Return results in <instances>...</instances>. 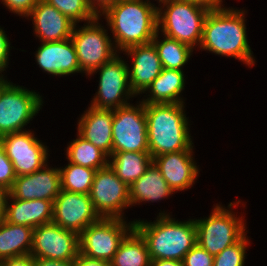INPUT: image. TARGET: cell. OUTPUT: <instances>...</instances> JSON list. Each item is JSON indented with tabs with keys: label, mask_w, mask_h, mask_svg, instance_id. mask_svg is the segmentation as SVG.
I'll list each match as a JSON object with an SVG mask.
<instances>
[{
	"label": "cell",
	"mask_w": 267,
	"mask_h": 266,
	"mask_svg": "<svg viewBox=\"0 0 267 266\" xmlns=\"http://www.w3.org/2000/svg\"><path fill=\"white\" fill-rule=\"evenodd\" d=\"M122 57L118 53L109 62L88 75L91 77V75L98 74V72L100 75L98 90L89 104L91 107L116 110L127 106L132 101V98H136L129 85L128 61L122 59Z\"/></svg>",
	"instance_id": "cell-9"
},
{
	"label": "cell",
	"mask_w": 267,
	"mask_h": 266,
	"mask_svg": "<svg viewBox=\"0 0 267 266\" xmlns=\"http://www.w3.org/2000/svg\"><path fill=\"white\" fill-rule=\"evenodd\" d=\"M209 11L194 2L167 0L157 6L158 32L196 50L200 46Z\"/></svg>",
	"instance_id": "cell-6"
},
{
	"label": "cell",
	"mask_w": 267,
	"mask_h": 266,
	"mask_svg": "<svg viewBox=\"0 0 267 266\" xmlns=\"http://www.w3.org/2000/svg\"><path fill=\"white\" fill-rule=\"evenodd\" d=\"M53 202L49 200H20L8 195L5 221L36 228L51 223Z\"/></svg>",
	"instance_id": "cell-22"
},
{
	"label": "cell",
	"mask_w": 267,
	"mask_h": 266,
	"mask_svg": "<svg viewBox=\"0 0 267 266\" xmlns=\"http://www.w3.org/2000/svg\"><path fill=\"white\" fill-rule=\"evenodd\" d=\"M175 192L168 185L160 170L152 163L147 171L129 187L131 207L142 202L154 203L168 199Z\"/></svg>",
	"instance_id": "cell-24"
},
{
	"label": "cell",
	"mask_w": 267,
	"mask_h": 266,
	"mask_svg": "<svg viewBox=\"0 0 267 266\" xmlns=\"http://www.w3.org/2000/svg\"><path fill=\"white\" fill-rule=\"evenodd\" d=\"M214 256L196 244L183 258V266H213Z\"/></svg>",
	"instance_id": "cell-34"
},
{
	"label": "cell",
	"mask_w": 267,
	"mask_h": 266,
	"mask_svg": "<svg viewBox=\"0 0 267 266\" xmlns=\"http://www.w3.org/2000/svg\"><path fill=\"white\" fill-rule=\"evenodd\" d=\"M150 266H183V262L178 260L159 259L151 260Z\"/></svg>",
	"instance_id": "cell-43"
},
{
	"label": "cell",
	"mask_w": 267,
	"mask_h": 266,
	"mask_svg": "<svg viewBox=\"0 0 267 266\" xmlns=\"http://www.w3.org/2000/svg\"><path fill=\"white\" fill-rule=\"evenodd\" d=\"M247 233L235 244L214 256L213 266H245L246 250L250 246Z\"/></svg>",
	"instance_id": "cell-32"
},
{
	"label": "cell",
	"mask_w": 267,
	"mask_h": 266,
	"mask_svg": "<svg viewBox=\"0 0 267 266\" xmlns=\"http://www.w3.org/2000/svg\"><path fill=\"white\" fill-rule=\"evenodd\" d=\"M43 100L39 92L10 82L0 94V137L29 130L25 127L42 110Z\"/></svg>",
	"instance_id": "cell-8"
},
{
	"label": "cell",
	"mask_w": 267,
	"mask_h": 266,
	"mask_svg": "<svg viewBox=\"0 0 267 266\" xmlns=\"http://www.w3.org/2000/svg\"><path fill=\"white\" fill-rule=\"evenodd\" d=\"M26 19H32L33 34L39 42H56L71 38L75 23L54 6L40 0Z\"/></svg>",
	"instance_id": "cell-20"
},
{
	"label": "cell",
	"mask_w": 267,
	"mask_h": 266,
	"mask_svg": "<svg viewBox=\"0 0 267 266\" xmlns=\"http://www.w3.org/2000/svg\"><path fill=\"white\" fill-rule=\"evenodd\" d=\"M59 167L61 190L89 194L97 170L67 162Z\"/></svg>",
	"instance_id": "cell-30"
},
{
	"label": "cell",
	"mask_w": 267,
	"mask_h": 266,
	"mask_svg": "<svg viewBox=\"0 0 267 266\" xmlns=\"http://www.w3.org/2000/svg\"><path fill=\"white\" fill-rule=\"evenodd\" d=\"M241 200L229 202L225 207L214 204L208 217L194 219L197 230V244L215 256L225 248L237 243L247 232L245 216L234 211Z\"/></svg>",
	"instance_id": "cell-5"
},
{
	"label": "cell",
	"mask_w": 267,
	"mask_h": 266,
	"mask_svg": "<svg viewBox=\"0 0 267 266\" xmlns=\"http://www.w3.org/2000/svg\"><path fill=\"white\" fill-rule=\"evenodd\" d=\"M152 163L150 153L129 151L112 152L108 162L117 177L128 187L140 178Z\"/></svg>",
	"instance_id": "cell-26"
},
{
	"label": "cell",
	"mask_w": 267,
	"mask_h": 266,
	"mask_svg": "<svg viewBox=\"0 0 267 266\" xmlns=\"http://www.w3.org/2000/svg\"><path fill=\"white\" fill-rule=\"evenodd\" d=\"M73 261H56L52 259H35V266H72Z\"/></svg>",
	"instance_id": "cell-40"
},
{
	"label": "cell",
	"mask_w": 267,
	"mask_h": 266,
	"mask_svg": "<svg viewBox=\"0 0 267 266\" xmlns=\"http://www.w3.org/2000/svg\"><path fill=\"white\" fill-rule=\"evenodd\" d=\"M79 253V235L54 223L33 229L32 249L34 259L74 261Z\"/></svg>",
	"instance_id": "cell-14"
},
{
	"label": "cell",
	"mask_w": 267,
	"mask_h": 266,
	"mask_svg": "<svg viewBox=\"0 0 267 266\" xmlns=\"http://www.w3.org/2000/svg\"><path fill=\"white\" fill-rule=\"evenodd\" d=\"M246 14L243 8L210 10L204 22L199 49L237 59L249 68L254 66L256 60L247 37Z\"/></svg>",
	"instance_id": "cell-1"
},
{
	"label": "cell",
	"mask_w": 267,
	"mask_h": 266,
	"mask_svg": "<svg viewBox=\"0 0 267 266\" xmlns=\"http://www.w3.org/2000/svg\"><path fill=\"white\" fill-rule=\"evenodd\" d=\"M112 121L113 110L96 109L88 106L77 121L76 133L110 157L113 140Z\"/></svg>",
	"instance_id": "cell-21"
},
{
	"label": "cell",
	"mask_w": 267,
	"mask_h": 266,
	"mask_svg": "<svg viewBox=\"0 0 267 266\" xmlns=\"http://www.w3.org/2000/svg\"><path fill=\"white\" fill-rule=\"evenodd\" d=\"M6 77L7 76H4V74H0V94L3 89L10 83L9 79Z\"/></svg>",
	"instance_id": "cell-44"
},
{
	"label": "cell",
	"mask_w": 267,
	"mask_h": 266,
	"mask_svg": "<svg viewBox=\"0 0 267 266\" xmlns=\"http://www.w3.org/2000/svg\"><path fill=\"white\" fill-rule=\"evenodd\" d=\"M112 152L149 153L145 104L139 100L113 110Z\"/></svg>",
	"instance_id": "cell-11"
},
{
	"label": "cell",
	"mask_w": 267,
	"mask_h": 266,
	"mask_svg": "<svg viewBox=\"0 0 267 266\" xmlns=\"http://www.w3.org/2000/svg\"><path fill=\"white\" fill-rule=\"evenodd\" d=\"M134 228V221L100 218L79 234V252L92 259L110 262L125 236Z\"/></svg>",
	"instance_id": "cell-10"
},
{
	"label": "cell",
	"mask_w": 267,
	"mask_h": 266,
	"mask_svg": "<svg viewBox=\"0 0 267 266\" xmlns=\"http://www.w3.org/2000/svg\"><path fill=\"white\" fill-rule=\"evenodd\" d=\"M67 16L72 22L93 21L98 15L91 9L87 0H44Z\"/></svg>",
	"instance_id": "cell-31"
},
{
	"label": "cell",
	"mask_w": 267,
	"mask_h": 266,
	"mask_svg": "<svg viewBox=\"0 0 267 266\" xmlns=\"http://www.w3.org/2000/svg\"><path fill=\"white\" fill-rule=\"evenodd\" d=\"M9 195V190L0 187V225L5 220L6 201Z\"/></svg>",
	"instance_id": "cell-42"
},
{
	"label": "cell",
	"mask_w": 267,
	"mask_h": 266,
	"mask_svg": "<svg viewBox=\"0 0 267 266\" xmlns=\"http://www.w3.org/2000/svg\"><path fill=\"white\" fill-rule=\"evenodd\" d=\"M99 219L89 194L61 190L53 201L52 223L78 235Z\"/></svg>",
	"instance_id": "cell-15"
},
{
	"label": "cell",
	"mask_w": 267,
	"mask_h": 266,
	"mask_svg": "<svg viewBox=\"0 0 267 266\" xmlns=\"http://www.w3.org/2000/svg\"><path fill=\"white\" fill-rule=\"evenodd\" d=\"M150 262L146 241L133 228L120 243L110 266H150Z\"/></svg>",
	"instance_id": "cell-27"
},
{
	"label": "cell",
	"mask_w": 267,
	"mask_h": 266,
	"mask_svg": "<svg viewBox=\"0 0 267 266\" xmlns=\"http://www.w3.org/2000/svg\"><path fill=\"white\" fill-rule=\"evenodd\" d=\"M72 266H110V262L102 259H92L79 252Z\"/></svg>",
	"instance_id": "cell-38"
},
{
	"label": "cell",
	"mask_w": 267,
	"mask_h": 266,
	"mask_svg": "<svg viewBox=\"0 0 267 266\" xmlns=\"http://www.w3.org/2000/svg\"><path fill=\"white\" fill-rule=\"evenodd\" d=\"M89 196L100 218L126 219L124 210L131 208L129 187L109 164L96 171Z\"/></svg>",
	"instance_id": "cell-12"
},
{
	"label": "cell",
	"mask_w": 267,
	"mask_h": 266,
	"mask_svg": "<svg viewBox=\"0 0 267 266\" xmlns=\"http://www.w3.org/2000/svg\"><path fill=\"white\" fill-rule=\"evenodd\" d=\"M160 35V36H159ZM162 36V38H160ZM158 53L163 68L183 71L194 49L157 31L151 41Z\"/></svg>",
	"instance_id": "cell-28"
},
{
	"label": "cell",
	"mask_w": 267,
	"mask_h": 266,
	"mask_svg": "<svg viewBox=\"0 0 267 266\" xmlns=\"http://www.w3.org/2000/svg\"><path fill=\"white\" fill-rule=\"evenodd\" d=\"M66 159L70 163L88 167L91 169H101L108 165L109 157L77 133V138L68 143L66 147Z\"/></svg>",
	"instance_id": "cell-29"
},
{
	"label": "cell",
	"mask_w": 267,
	"mask_h": 266,
	"mask_svg": "<svg viewBox=\"0 0 267 266\" xmlns=\"http://www.w3.org/2000/svg\"><path fill=\"white\" fill-rule=\"evenodd\" d=\"M16 177L13 164L0 144V187L10 190Z\"/></svg>",
	"instance_id": "cell-33"
},
{
	"label": "cell",
	"mask_w": 267,
	"mask_h": 266,
	"mask_svg": "<svg viewBox=\"0 0 267 266\" xmlns=\"http://www.w3.org/2000/svg\"><path fill=\"white\" fill-rule=\"evenodd\" d=\"M0 144L11 160L16 176L29 175L48 163L49 147L35 137L31 129L3 135Z\"/></svg>",
	"instance_id": "cell-13"
},
{
	"label": "cell",
	"mask_w": 267,
	"mask_h": 266,
	"mask_svg": "<svg viewBox=\"0 0 267 266\" xmlns=\"http://www.w3.org/2000/svg\"><path fill=\"white\" fill-rule=\"evenodd\" d=\"M8 11L17 16L27 17L40 0H0Z\"/></svg>",
	"instance_id": "cell-35"
},
{
	"label": "cell",
	"mask_w": 267,
	"mask_h": 266,
	"mask_svg": "<svg viewBox=\"0 0 267 266\" xmlns=\"http://www.w3.org/2000/svg\"><path fill=\"white\" fill-rule=\"evenodd\" d=\"M132 60L128 68L129 85L135 96L143 94L158 77L163 67L152 42L133 46L122 52Z\"/></svg>",
	"instance_id": "cell-18"
},
{
	"label": "cell",
	"mask_w": 267,
	"mask_h": 266,
	"mask_svg": "<svg viewBox=\"0 0 267 266\" xmlns=\"http://www.w3.org/2000/svg\"><path fill=\"white\" fill-rule=\"evenodd\" d=\"M185 103L145 104L150 156L188 150L194 143Z\"/></svg>",
	"instance_id": "cell-4"
},
{
	"label": "cell",
	"mask_w": 267,
	"mask_h": 266,
	"mask_svg": "<svg viewBox=\"0 0 267 266\" xmlns=\"http://www.w3.org/2000/svg\"><path fill=\"white\" fill-rule=\"evenodd\" d=\"M181 1L194 2V3L207 7L209 10L218 9V8H222L225 6L223 4V1L225 0H181Z\"/></svg>",
	"instance_id": "cell-41"
},
{
	"label": "cell",
	"mask_w": 267,
	"mask_h": 266,
	"mask_svg": "<svg viewBox=\"0 0 267 266\" xmlns=\"http://www.w3.org/2000/svg\"><path fill=\"white\" fill-rule=\"evenodd\" d=\"M100 17L106 20L118 53L150 43L158 31L157 5L146 0H119Z\"/></svg>",
	"instance_id": "cell-2"
},
{
	"label": "cell",
	"mask_w": 267,
	"mask_h": 266,
	"mask_svg": "<svg viewBox=\"0 0 267 266\" xmlns=\"http://www.w3.org/2000/svg\"><path fill=\"white\" fill-rule=\"evenodd\" d=\"M11 42L9 40L4 27L0 26V74H4L6 69L9 67V56L10 50L13 46H10Z\"/></svg>",
	"instance_id": "cell-36"
},
{
	"label": "cell",
	"mask_w": 267,
	"mask_h": 266,
	"mask_svg": "<svg viewBox=\"0 0 267 266\" xmlns=\"http://www.w3.org/2000/svg\"><path fill=\"white\" fill-rule=\"evenodd\" d=\"M61 192V175L59 167L49 166L29 175L17 176L9 190V195L20 200L54 201Z\"/></svg>",
	"instance_id": "cell-16"
},
{
	"label": "cell",
	"mask_w": 267,
	"mask_h": 266,
	"mask_svg": "<svg viewBox=\"0 0 267 266\" xmlns=\"http://www.w3.org/2000/svg\"><path fill=\"white\" fill-rule=\"evenodd\" d=\"M134 228L145 239L151 260H178L197 244L195 220H176L164 210L159 212L156 220L149 222L134 219Z\"/></svg>",
	"instance_id": "cell-3"
},
{
	"label": "cell",
	"mask_w": 267,
	"mask_h": 266,
	"mask_svg": "<svg viewBox=\"0 0 267 266\" xmlns=\"http://www.w3.org/2000/svg\"><path fill=\"white\" fill-rule=\"evenodd\" d=\"M0 266H35V259L32 255L27 254L4 259L0 261Z\"/></svg>",
	"instance_id": "cell-37"
},
{
	"label": "cell",
	"mask_w": 267,
	"mask_h": 266,
	"mask_svg": "<svg viewBox=\"0 0 267 266\" xmlns=\"http://www.w3.org/2000/svg\"><path fill=\"white\" fill-rule=\"evenodd\" d=\"M32 239L33 228L4 220L0 225V261L30 254Z\"/></svg>",
	"instance_id": "cell-25"
},
{
	"label": "cell",
	"mask_w": 267,
	"mask_h": 266,
	"mask_svg": "<svg viewBox=\"0 0 267 266\" xmlns=\"http://www.w3.org/2000/svg\"><path fill=\"white\" fill-rule=\"evenodd\" d=\"M146 1L151 2L152 0H151V1H150V0H146ZM153 1H154V0H153ZM155 1H157L158 4H161V3H163V2H166L167 0H155Z\"/></svg>",
	"instance_id": "cell-45"
},
{
	"label": "cell",
	"mask_w": 267,
	"mask_h": 266,
	"mask_svg": "<svg viewBox=\"0 0 267 266\" xmlns=\"http://www.w3.org/2000/svg\"><path fill=\"white\" fill-rule=\"evenodd\" d=\"M34 55L38 67L53 77L82 74L71 38L56 42H41Z\"/></svg>",
	"instance_id": "cell-19"
},
{
	"label": "cell",
	"mask_w": 267,
	"mask_h": 266,
	"mask_svg": "<svg viewBox=\"0 0 267 266\" xmlns=\"http://www.w3.org/2000/svg\"><path fill=\"white\" fill-rule=\"evenodd\" d=\"M91 9L100 16L108 7L114 5L119 0H87Z\"/></svg>",
	"instance_id": "cell-39"
},
{
	"label": "cell",
	"mask_w": 267,
	"mask_h": 266,
	"mask_svg": "<svg viewBox=\"0 0 267 266\" xmlns=\"http://www.w3.org/2000/svg\"><path fill=\"white\" fill-rule=\"evenodd\" d=\"M101 19L98 16L93 21L84 23L83 26L75 24L71 36L79 68L87 78L90 73L118 54L111 36L108 35L109 28L99 22Z\"/></svg>",
	"instance_id": "cell-7"
},
{
	"label": "cell",
	"mask_w": 267,
	"mask_h": 266,
	"mask_svg": "<svg viewBox=\"0 0 267 266\" xmlns=\"http://www.w3.org/2000/svg\"><path fill=\"white\" fill-rule=\"evenodd\" d=\"M193 150L194 144L188 150L153 157V163L175 193L185 192L197 182L195 180H197L201 169L194 159Z\"/></svg>",
	"instance_id": "cell-17"
},
{
	"label": "cell",
	"mask_w": 267,
	"mask_h": 266,
	"mask_svg": "<svg viewBox=\"0 0 267 266\" xmlns=\"http://www.w3.org/2000/svg\"><path fill=\"white\" fill-rule=\"evenodd\" d=\"M184 73L181 70L163 68L143 93L146 95H142L145 98L141 101L144 104L185 103L182 95L186 83Z\"/></svg>",
	"instance_id": "cell-23"
}]
</instances>
